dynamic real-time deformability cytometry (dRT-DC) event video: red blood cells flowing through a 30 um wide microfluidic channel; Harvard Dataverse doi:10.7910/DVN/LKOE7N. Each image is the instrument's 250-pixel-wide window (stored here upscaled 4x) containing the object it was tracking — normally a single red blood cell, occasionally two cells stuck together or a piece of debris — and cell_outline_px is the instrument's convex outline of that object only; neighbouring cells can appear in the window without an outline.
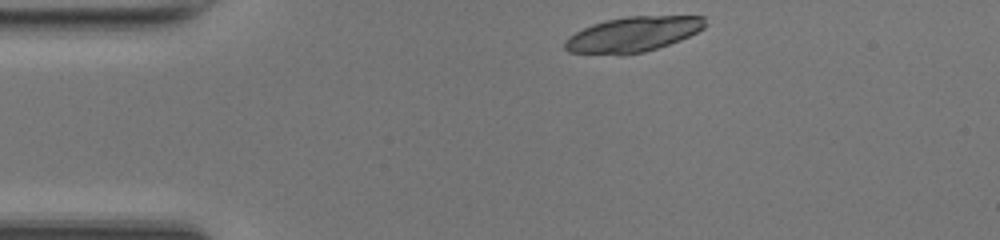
{"species": "common noctule bat (a hibernating species)", "species_latin": "Nyctalus noctula", "temperature_condition": "room temperature", "stored_images_in_passage": 41, "camera_frame_rate_fps": 3000, "um_per_image_px": 0.085, "animal": {"sex": "female", "body_mass_g": 17.0, "forearm_length_mm": 48.0}, "frame": {"image": 1, "passage_image": 1, "time_ms": 0.0, "image_size_px": [1000, 240], "cell_outline_px": [[708, 24], [704, 28], [680, 40], [644, 52], [620, 56], [568, 52], [564, 48], [564, 40], [568, 36], [592, 24], [604, 20], [628, 16], [704, 16]], "centroid_in_image_um": [53.77, 2.93], "position_along_channel_um": 31.2, "area_um2": 29.02}}